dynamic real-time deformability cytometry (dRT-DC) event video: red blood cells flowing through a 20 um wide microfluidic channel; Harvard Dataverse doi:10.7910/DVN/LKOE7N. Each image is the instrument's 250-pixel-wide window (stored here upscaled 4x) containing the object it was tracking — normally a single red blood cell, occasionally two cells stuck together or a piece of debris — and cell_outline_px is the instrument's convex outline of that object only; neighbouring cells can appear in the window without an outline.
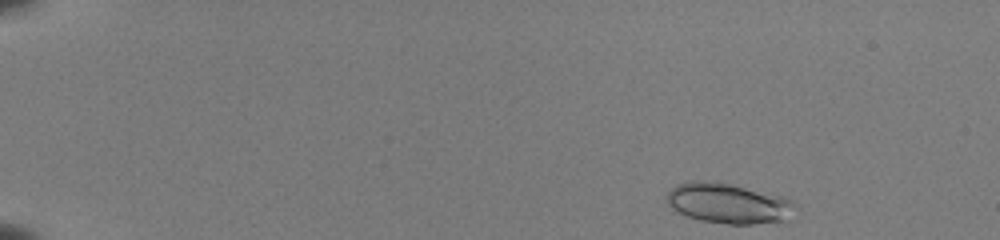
{"species": "common noctule bat (a hibernating species)", "species_latin": "Nyctalus noctula", "temperature_condition": "room temperature", "stored_images_in_passage": 46, "camera_frame_rate_fps": 3000, "um_per_image_px": 0.085, "animal": {"sex": "female", "body_mass_g": 22.0, "forearm_length_mm": 56.7}, "frame": {"image": 1, "passage_image": 1, "time_ms": 0.0, "image_size_px": [1000, 240], "cell_outline_px": [[792, 204], [780, 220], [752, 224], [728, 224], [700, 220], [688, 216], [672, 208], [668, 204], [668, 192], [676, 184], [692, 180], [700, 180], [732, 184], [780, 196], [792, 200]], "centroid_in_image_um": [61.76, 17.25], "position_along_channel_um": 23.2, "area_um2": 28.96}}
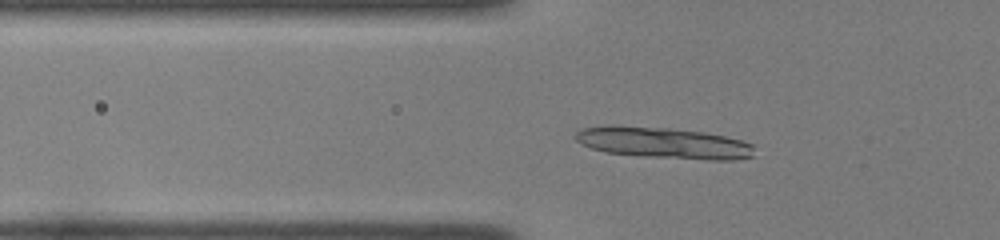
{"frame": {"image": 2, "passage_image": 14, "time_ms": 4.333, "image_size_px": [1000, 240], "cell_outline_px": [[756, 156], [736, 160], [708, 160], [644, 156], [604, 152], [592, 148], [576, 140], [572, 136], [580, 128], [612, 124], [668, 128], [704, 132], [724, 136], [740, 140], [752, 144]], "centroid_in_image_um": [56.39, 12.13], "position_along_channel_um": 69.4, "area_um2": 32.89}}